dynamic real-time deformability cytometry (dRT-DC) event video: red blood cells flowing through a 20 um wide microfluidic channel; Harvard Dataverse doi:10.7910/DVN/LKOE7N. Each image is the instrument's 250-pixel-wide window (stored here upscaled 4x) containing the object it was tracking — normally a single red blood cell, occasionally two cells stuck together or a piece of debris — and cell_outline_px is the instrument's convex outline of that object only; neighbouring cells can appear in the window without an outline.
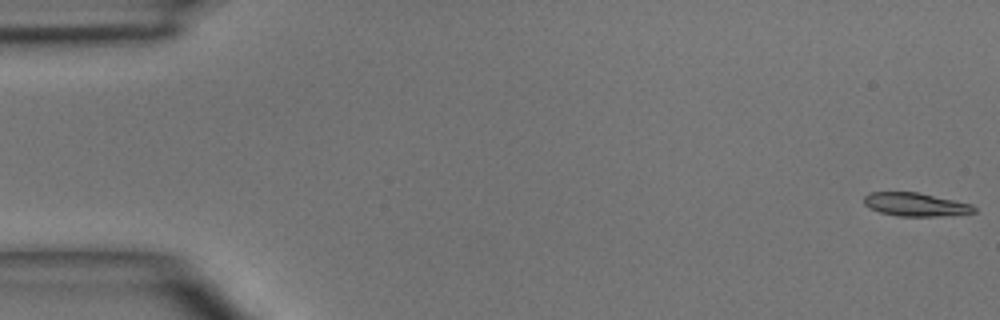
{"species": "common noctule bat (a hibernating species)", "species_latin": "Nyctalus noctula", "temperature_condition": "room temperature", "stored_images_in_passage": 6, "camera_frame_rate_fps": 3000, "um_per_image_px": 0.085, "animal": {"sex": "male", "body_mass_g": 15.6}, "frame": {"image": 1, "passage_image": 1, "time_ms": 0.0, "image_size_px": [1000, 320], "cell_outline_px": [[976, 212], [936, 216], [900, 216], [880, 212], [864, 204], [864, 196], [868, 192], [916, 192], [972, 204], [976, 208]], "centroid_in_image_um": [77.8, 17.37], "position_along_channel_um": 7.2, "area_um2": 14.74}}
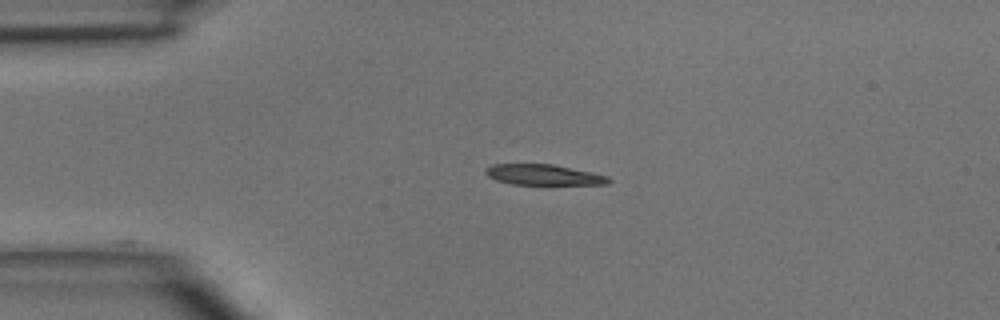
{"frame": {"image": 2, "passage_image": 4, "time_ms": 3.333, "image_size_px": [1000, 320], "cell_outline_px": [[612, 180], [608, 184], [512, 184], [496, 180], [488, 176], [484, 172], [484, 168], [492, 164], [552, 164], [608, 176]], "centroid_in_image_um": [46.15, 14.85], "position_along_channel_um": 38.8, "area_um2": 14.62}}
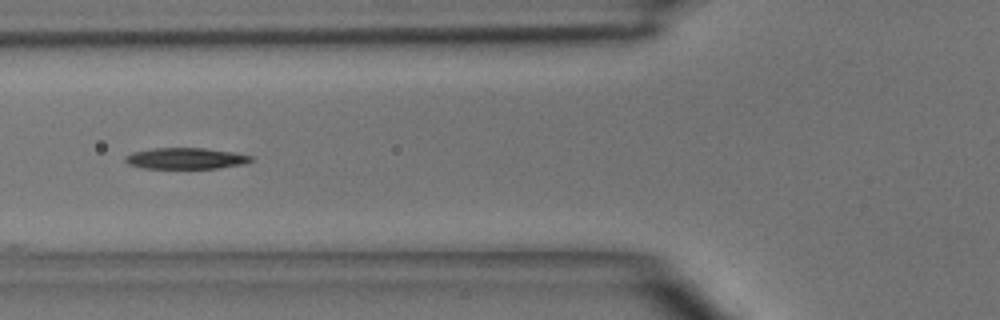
{"frame": {"image": 3, "passage_image": 6, "time_ms": 5.667, "image_size_px": [1000, 320], "cell_outline_px": [[252, 160], [244, 164], [216, 168], [140, 168], [128, 164], [124, 160], [124, 156], [132, 152], [152, 148], [204, 148], [232, 152], [252, 156]], "centroid_in_image_um": [15.73, 13.46], "position_along_channel_um": 110.1, "area_um2": 15.49}}